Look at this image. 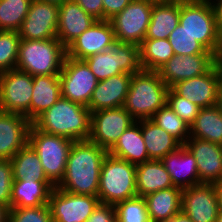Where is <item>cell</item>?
I'll return each instance as SVG.
<instances>
[{"instance_id":"cell-1","label":"cell","mask_w":222,"mask_h":222,"mask_svg":"<svg viewBox=\"0 0 222 222\" xmlns=\"http://www.w3.org/2000/svg\"><path fill=\"white\" fill-rule=\"evenodd\" d=\"M107 154L89 139L74 141L64 177L56 187L73 194L97 196L101 166Z\"/></svg>"},{"instance_id":"cell-2","label":"cell","mask_w":222,"mask_h":222,"mask_svg":"<svg viewBox=\"0 0 222 222\" xmlns=\"http://www.w3.org/2000/svg\"><path fill=\"white\" fill-rule=\"evenodd\" d=\"M32 124L39 130L73 141L88 140L91 112L88 107L62 96Z\"/></svg>"},{"instance_id":"cell-3","label":"cell","mask_w":222,"mask_h":222,"mask_svg":"<svg viewBox=\"0 0 222 222\" xmlns=\"http://www.w3.org/2000/svg\"><path fill=\"white\" fill-rule=\"evenodd\" d=\"M169 87L157 71L133 74L123 107L136 120L151 119L167 103Z\"/></svg>"},{"instance_id":"cell-4","label":"cell","mask_w":222,"mask_h":222,"mask_svg":"<svg viewBox=\"0 0 222 222\" xmlns=\"http://www.w3.org/2000/svg\"><path fill=\"white\" fill-rule=\"evenodd\" d=\"M65 57L66 47L57 38L21 39L15 69L31 76L59 75Z\"/></svg>"},{"instance_id":"cell-5","label":"cell","mask_w":222,"mask_h":222,"mask_svg":"<svg viewBox=\"0 0 222 222\" xmlns=\"http://www.w3.org/2000/svg\"><path fill=\"white\" fill-rule=\"evenodd\" d=\"M179 24L216 57L222 48V34L218 31L209 0H180Z\"/></svg>"},{"instance_id":"cell-6","label":"cell","mask_w":222,"mask_h":222,"mask_svg":"<svg viewBox=\"0 0 222 222\" xmlns=\"http://www.w3.org/2000/svg\"><path fill=\"white\" fill-rule=\"evenodd\" d=\"M97 196L101 203L110 205L137 197L136 165L107 154L101 166Z\"/></svg>"},{"instance_id":"cell-7","label":"cell","mask_w":222,"mask_h":222,"mask_svg":"<svg viewBox=\"0 0 222 222\" xmlns=\"http://www.w3.org/2000/svg\"><path fill=\"white\" fill-rule=\"evenodd\" d=\"M73 143V140L66 137L43 132L33 124L30 127L28 144L39 156L46 177L54 186H57L64 177Z\"/></svg>"},{"instance_id":"cell-8","label":"cell","mask_w":222,"mask_h":222,"mask_svg":"<svg viewBox=\"0 0 222 222\" xmlns=\"http://www.w3.org/2000/svg\"><path fill=\"white\" fill-rule=\"evenodd\" d=\"M100 81L111 76L142 71L140 46L115 40L108 49L84 60Z\"/></svg>"},{"instance_id":"cell-9","label":"cell","mask_w":222,"mask_h":222,"mask_svg":"<svg viewBox=\"0 0 222 222\" xmlns=\"http://www.w3.org/2000/svg\"><path fill=\"white\" fill-rule=\"evenodd\" d=\"M153 4L145 0H132L109 21L117 41L140 46L145 39L151 20Z\"/></svg>"},{"instance_id":"cell-10","label":"cell","mask_w":222,"mask_h":222,"mask_svg":"<svg viewBox=\"0 0 222 222\" xmlns=\"http://www.w3.org/2000/svg\"><path fill=\"white\" fill-rule=\"evenodd\" d=\"M59 76L61 96L88 107L99 80L87 63L66 56Z\"/></svg>"},{"instance_id":"cell-11","label":"cell","mask_w":222,"mask_h":222,"mask_svg":"<svg viewBox=\"0 0 222 222\" xmlns=\"http://www.w3.org/2000/svg\"><path fill=\"white\" fill-rule=\"evenodd\" d=\"M33 76L13 69L0 73V111L24 115L29 120Z\"/></svg>"},{"instance_id":"cell-12","label":"cell","mask_w":222,"mask_h":222,"mask_svg":"<svg viewBox=\"0 0 222 222\" xmlns=\"http://www.w3.org/2000/svg\"><path fill=\"white\" fill-rule=\"evenodd\" d=\"M135 122L123 106L91 112L89 140L109 151Z\"/></svg>"},{"instance_id":"cell-13","label":"cell","mask_w":222,"mask_h":222,"mask_svg":"<svg viewBox=\"0 0 222 222\" xmlns=\"http://www.w3.org/2000/svg\"><path fill=\"white\" fill-rule=\"evenodd\" d=\"M99 203L98 196L73 194L55 186L48 205L53 222H86Z\"/></svg>"},{"instance_id":"cell-14","label":"cell","mask_w":222,"mask_h":222,"mask_svg":"<svg viewBox=\"0 0 222 222\" xmlns=\"http://www.w3.org/2000/svg\"><path fill=\"white\" fill-rule=\"evenodd\" d=\"M59 6L32 0L28 13L18 30L20 39L48 40L57 38Z\"/></svg>"},{"instance_id":"cell-15","label":"cell","mask_w":222,"mask_h":222,"mask_svg":"<svg viewBox=\"0 0 222 222\" xmlns=\"http://www.w3.org/2000/svg\"><path fill=\"white\" fill-rule=\"evenodd\" d=\"M221 82L222 73L216 62L205 74L179 81L171 88L200 108H206L216 105Z\"/></svg>"},{"instance_id":"cell-16","label":"cell","mask_w":222,"mask_h":222,"mask_svg":"<svg viewBox=\"0 0 222 222\" xmlns=\"http://www.w3.org/2000/svg\"><path fill=\"white\" fill-rule=\"evenodd\" d=\"M216 62L214 54L174 55L157 72L171 88L179 81L205 74Z\"/></svg>"},{"instance_id":"cell-17","label":"cell","mask_w":222,"mask_h":222,"mask_svg":"<svg viewBox=\"0 0 222 222\" xmlns=\"http://www.w3.org/2000/svg\"><path fill=\"white\" fill-rule=\"evenodd\" d=\"M181 210L193 222H216L219 205L214 184H199L182 190Z\"/></svg>"},{"instance_id":"cell-18","label":"cell","mask_w":222,"mask_h":222,"mask_svg":"<svg viewBox=\"0 0 222 222\" xmlns=\"http://www.w3.org/2000/svg\"><path fill=\"white\" fill-rule=\"evenodd\" d=\"M116 40L112 24L108 20H96L89 29L66 47V56L85 60L109 48Z\"/></svg>"},{"instance_id":"cell-19","label":"cell","mask_w":222,"mask_h":222,"mask_svg":"<svg viewBox=\"0 0 222 222\" xmlns=\"http://www.w3.org/2000/svg\"><path fill=\"white\" fill-rule=\"evenodd\" d=\"M184 146L196 159L199 184H215L222 180V145L189 137Z\"/></svg>"},{"instance_id":"cell-20","label":"cell","mask_w":222,"mask_h":222,"mask_svg":"<svg viewBox=\"0 0 222 222\" xmlns=\"http://www.w3.org/2000/svg\"><path fill=\"white\" fill-rule=\"evenodd\" d=\"M31 125L22 114L0 111V159H11L28 144Z\"/></svg>"},{"instance_id":"cell-21","label":"cell","mask_w":222,"mask_h":222,"mask_svg":"<svg viewBox=\"0 0 222 222\" xmlns=\"http://www.w3.org/2000/svg\"><path fill=\"white\" fill-rule=\"evenodd\" d=\"M131 78L132 74L122 73L98 81L89 101L90 112L123 106Z\"/></svg>"},{"instance_id":"cell-22","label":"cell","mask_w":222,"mask_h":222,"mask_svg":"<svg viewBox=\"0 0 222 222\" xmlns=\"http://www.w3.org/2000/svg\"><path fill=\"white\" fill-rule=\"evenodd\" d=\"M95 21L74 0H65L59 5L57 39L67 47Z\"/></svg>"},{"instance_id":"cell-23","label":"cell","mask_w":222,"mask_h":222,"mask_svg":"<svg viewBox=\"0 0 222 222\" xmlns=\"http://www.w3.org/2000/svg\"><path fill=\"white\" fill-rule=\"evenodd\" d=\"M162 164L170 175L175 187L182 190L199 185V174L196 159L189 150L182 145L161 159Z\"/></svg>"},{"instance_id":"cell-24","label":"cell","mask_w":222,"mask_h":222,"mask_svg":"<svg viewBox=\"0 0 222 222\" xmlns=\"http://www.w3.org/2000/svg\"><path fill=\"white\" fill-rule=\"evenodd\" d=\"M108 154L134 165L150 161L141 133V120L124 131Z\"/></svg>"},{"instance_id":"cell-25","label":"cell","mask_w":222,"mask_h":222,"mask_svg":"<svg viewBox=\"0 0 222 222\" xmlns=\"http://www.w3.org/2000/svg\"><path fill=\"white\" fill-rule=\"evenodd\" d=\"M61 97L59 75L33 76V91L29 108V121L49 109Z\"/></svg>"},{"instance_id":"cell-26","label":"cell","mask_w":222,"mask_h":222,"mask_svg":"<svg viewBox=\"0 0 222 222\" xmlns=\"http://www.w3.org/2000/svg\"><path fill=\"white\" fill-rule=\"evenodd\" d=\"M55 186L51 182L14 180L11 208H30L47 205Z\"/></svg>"},{"instance_id":"cell-27","label":"cell","mask_w":222,"mask_h":222,"mask_svg":"<svg viewBox=\"0 0 222 222\" xmlns=\"http://www.w3.org/2000/svg\"><path fill=\"white\" fill-rule=\"evenodd\" d=\"M151 222H164L181 211L182 189L171 187L144 197Z\"/></svg>"},{"instance_id":"cell-28","label":"cell","mask_w":222,"mask_h":222,"mask_svg":"<svg viewBox=\"0 0 222 222\" xmlns=\"http://www.w3.org/2000/svg\"><path fill=\"white\" fill-rule=\"evenodd\" d=\"M174 187L161 160H150L136 165V190L138 197Z\"/></svg>"},{"instance_id":"cell-29","label":"cell","mask_w":222,"mask_h":222,"mask_svg":"<svg viewBox=\"0 0 222 222\" xmlns=\"http://www.w3.org/2000/svg\"><path fill=\"white\" fill-rule=\"evenodd\" d=\"M141 133L150 160H161L182 144L151 119L141 120Z\"/></svg>"},{"instance_id":"cell-30","label":"cell","mask_w":222,"mask_h":222,"mask_svg":"<svg viewBox=\"0 0 222 222\" xmlns=\"http://www.w3.org/2000/svg\"><path fill=\"white\" fill-rule=\"evenodd\" d=\"M180 19V0L165 4H153L151 20L145 39H168Z\"/></svg>"},{"instance_id":"cell-31","label":"cell","mask_w":222,"mask_h":222,"mask_svg":"<svg viewBox=\"0 0 222 222\" xmlns=\"http://www.w3.org/2000/svg\"><path fill=\"white\" fill-rule=\"evenodd\" d=\"M190 137L222 145V113L217 106L200 108L190 126Z\"/></svg>"},{"instance_id":"cell-32","label":"cell","mask_w":222,"mask_h":222,"mask_svg":"<svg viewBox=\"0 0 222 222\" xmlns=\"http://www.w3.org/2000/svg\"><path fill=\"white\" fill-rule=\"evenodd\" d=\"M10 161L14 180L50 182L42 168L39 156L29 144L20 149Z\"/></svg>"},{"instance_id":"cell-33","label":"cell","mask_w":222,"mask_h":222,"mask_svg":"<svg viewBox=\"0 0 222 222\" xmlns=\"http://www.w3.org/2000/svg\"><path fill=\"white\" fill-rule=\"evenodd\" d=\"M174 55L168 39H144L140 45V63L146 71H157Z\"/></svg>"},{"instance_id":"cell-34","label":"cell","mask_w":222,"mask_h":222,"mask_svg":"<svg viewBox=\"0 0 222 222\" xmlns=\"http://www.w3.org/2000/svg\"><path fill=\"white\" fill-rule=\"evenodd\" d=\"M160 128L177 139L182 145L190 137V126L184 122L167 104L151 118Z\"/></svg>"},{"instance_id":"cell-35","label":"cell","mask_w":222,"mask_h":222,"mask_svg":"<svg viewBox=\"0 0 222 222\" xmlns=\"http://www.w3.org/2000/svg\"><path fill=\"white\" fill-rule=\"evenodd\" d=\"M32 0H0V30L18 31Z\"/></svg>"},{"instance_id":"cell-36","label":"cell","mask_w":222,"mask_h":222,"mask_svg":"<svg viewBox=\"0 0 222 222\" xmlns=\"http://www.w3.org/2000/svg\"><path fill=\"white\" fill-rule=\"evenodd\" d=\"M168 41L175 55L213 54L180 24L170 33Z\"/></svg>"},{"instance_id":"cell-37","label":"cell","mask_w":222,"mask_h":222,"mask_svg":"<svg viewBox=\"0 0 222 222\" xmlns=\"http://www.w3.org/2000/svg\"><path fill=\"white\" fill-rule=\"evenodd\" d=\"M20 41L18 31L0 30V73L15 69Z\"/></svg>"},{"instance_id":"cell-38","label":"cell","mask_w":222,"mask_h":222,"mask_svg":"<svg viewBox=\"0 0 222 222\" xmlns=\"http://www.w3.org/2000/svg\"><path fill=\"white\" fill-rule=\"evenodd\" d=\"M117 222H151L144 197H134L115 205Z\"/></svg>"},{"instance_id":"cell-39","label":"cell","mask_w":222,"mask_h":222,"mask_svg":"<svg viewBox=\"0 0 222 222\" xmlns=\"http://www.w3.org/2000/svg\"><path fill=\"white\" fill-rule=\"evenodd\" d=\"M166 104L189 126L194 123L200 110L199 106L178 95L172 88L168 89Z\"/></svg>"},{"instance_id":"cell-40","label":"cell","mask_w":222,"mask_h":222,"mask_svg":"<svg viewBox=\"0 0 222 222\" xmlns=\"http://www.w3.org/2000/svg\"><path fill=\"white\" fill-rule=\"evenodd\" d=\"M8 222H53L49 205L30 208H11Z\"/></svg>"},{"instance_id":"cell-41","label":"cell","mask_w":222,"mask_h":222,"mask_svg":"<svg viewBox=\"0 0 222 222\" xmlns=\"http://www.w3.org/2000/svg\"><path fill=\"white\" fill-rule=\"evenodd\" d=\"M13 171L10 159H0V203L11 209Z\"/></svg>"},{"instance_id":"cell-42","label":"cell","mask_w":222,"mask_h":222,"mask_svg":"<svg viewBox=\"0 0 222 222\" xmlns=\"http://www.w3.org/2000/svg\"><path fill=\"white\" fill-rule=\"evenodd\" d=\"M86 222H117L115 205L100 202Z\"/></svg>"},{"instance_id":"cell-43","label":"cell","mask_w":222,"mask_h":222,"mask_svg":"<svg viewBox=\"0 0 222 222\" xmlns=\"http://www.w3.org/2000/svg\"><path fill=\"white\" fill-rule=\"evenodd\" d=\"M132 0H103V20H110L120 13Z\"/></svg>"},{"instance_id":"cell-44","label":"cell","mask_w":222,"mask_h":222,"mask_svg":"<svg viewBox=\"0 0 222 222\" xmlns=\"http://www.w3.org/2000/svg\"><path fill=\"white\" fill-rule=\"evenodd\" d=\"M90 16L103 20V0H74Z\"/></svg>"},{"instance_id":"cell-45","label":"cell","mask_w":222,"mask_h":222,"mask_svg":"<svg viewBox=\"0 0 222 222\" xmlns=\"http://www.w3.org/2000/svg\"><path fill=\"white\" fill-rule=\"evenodd\" d=\"M209 1L214 11L217 29L222 34V0H209Z\"/></svg>"},{"instance_id":"cell-46","label":"cell","mask_w":222,"mask_h":222,"mask_svg":"<svg viewBox=\"0 0 222 222\" xmlns=\"http://www.w3.org/2000/svg\"><path fill=\"white\" fill-rule=\"evenodd\" d=\"M164 222H193L182 210Z\"/></svg>"},{"instance_id":"cell-47","label":"cell","mask_w":222,"mask_h":222,"mask_svg":"<svg viewBox=\"0 0 222 222\" xmlns=\"http://www.w3.org/2000/svg\"><path fill=\"white\" fill-rule=\"evenodd\" d=\"M10 208L0 203V222H8Z\"/></svg>"},{"instance_id":"cell-48","label":"cell","mask_w":222,"mask_h":222,"mask_svg":"<svg viewBox=\"0 0 222 222\" xmlns=\"http://www.w3.org/2000/svg\"><path fill=\"white\" fill-rule=\"evenodd\" d=\"M214 185L216 188L219 210L222 211V180L215 183Z\"/></svg>"},{"instance_id":"cell-49","label":"cell","mask_w":222,"mask_h":222,"mask_svg":"<svg viewBox=\"0 0 222 222\" xmlns=\"http://www.w3.org/2000/svg\"><path fill=\"white\" fill-rule=\"evenodd\" d=\"M216 106L219 109V111L222 113V82H221V85L219 87V92H218Z\"/></svg>"},{"instance_id":"cell-50","label":"cell","mask_w":222,"mask_h":222,"mask_svg":"<svg viewBox=\"0 0 222 222\" xmlns=\"http://www.w3.org/2000/svg\"><path fill=\"white\" fill-rule=\"evenodd\" d=\"M145 1L152 3V4H165V3L173 2L175 0H145Z\"/></svg>"},{"instance_id":"cell-51","label":"cell","mask_w":222,"mask_h":222,"mask_svg":"<svg viewBox=\"0 0 222 222\" xmlns=\"http://www.w3.org/2000/svg\"><path fill=\"white\" fill-rule=\"evenodd\" d=\"M39 1L49 2V3L56 4V5L59 6V5L62 4L65 0H39Z\"/></svg>"},{"instance_id":"cell-52","label":"cell","mask_w":222,"mask_h":222,"mask_svg":"<svg viewBox=\"0 0 222 222\" xmlns=\"http://www.w3.org/2000/svg\"><path fill=\"white\" fill-rule=\"evenodd\" d=\"M217 64L221 70V73H222V57H217Z\"/></svg>"},{"instance_id":"cell-53","label":"cell","mask_w":222,"mask_h":222,"mask_svg":"<svg viewBox=\"0 0 222 222\" xmlns=\"http://www.w3.org/2000/svg\"><path fill=\"white\" fill-rule=\"evenodd\" d=\"M216 222H222V211H219Z\"/></svg>"},{"instance_id":"cell-54","label":"cell","mask_w":222,"mask_h":222,"mask_svg":"<svg viewBox=\"0 0 222 222\" xmlns=\"http://www.w3.org/2000/svg\"><path fill=\"white\" fill-rule=\"evenodd\" d=\"M218 57H222V48H221V52H220V55Z\"/></svg>"}]
</instances>
